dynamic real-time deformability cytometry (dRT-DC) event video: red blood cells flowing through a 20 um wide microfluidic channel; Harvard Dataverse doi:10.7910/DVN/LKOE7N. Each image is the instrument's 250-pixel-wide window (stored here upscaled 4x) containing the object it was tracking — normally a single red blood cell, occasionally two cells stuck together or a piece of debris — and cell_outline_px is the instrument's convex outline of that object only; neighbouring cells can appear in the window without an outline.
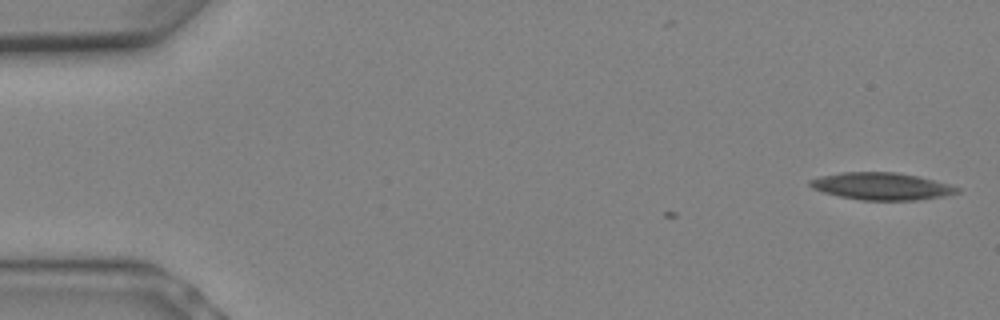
{"species": "Egyptian fruit bat (a non-hibernating species)", "species_latin": "Rousettus aegyptiacus", "temperature_condition": "warm", "stored_images_in_passage": 2, "camera_frame_rate_fps": 3000, "um_per_image_px": 0.085, "animal": {"sex": "female"}, "frame": {"image": 1, "passage_image": 2, "time_ms": 0.333, "image_size_px": [1000, 320], "cell_outline_px": [[960, 192], [944, 196], [920, 200], [860, 200], [840, 196], [824, 192], [812, 188], [808, 184], [808, 180], [820, 176], [840, 172], [896, 172], [916, 176], [948, 184], [960, 188]], "centroid_in_image_um": [74.91, 15.83], "position_along_channel_um": 10.1, "area_um2": 23.29}}